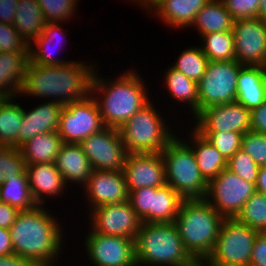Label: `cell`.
Instances as JSON below:
<instances>
[{
    "label": "cell",
    "mask_w": 266,
    "mask_h": 266,
    "mask_svg": "<svg viewBox=\"0 0 266 266\" xmlns=\"http://www.w3.org/2000/svg\"><path fill=\"white\" fill-rule=\"evenodd\" d=\"M78 2V0H37L46 23L61 24L71 20Z\"/></svg>",
    "instance_id": "38"
},
{
    "label": "cell",
    "mask_w": 266,
    "mask_h": 266,
    "mask_svg": "<svg viewBox=\"0 0 266 266\" xmlns=\"http://www.w3.org/2000/svg\"><path fill=\"white\" fill-rule=\"evenodd\" d=\"M165 82L170 96L179 102L188 104L193 118L198 115V87L197 82L186 77L172 66L165 72ZM166 83V84H165Z\"/></svg>",
    "instance_id": "31"
},
{
    "label": "cell",
    "mask_w": 266,
    "mask_h": 266,
    "mask_svg": "<svg viewBox=\"0 0 266 266\" xmlns=\"http://www.w3.org/2000/svg\"><path fill=\"white\" fill-rule=\"evenodd\" d=\"M258 18L266 21V0H260Z\"/></svg>",
    "instance_id": "51"
},
{
    "label": "cell",
    "mask_w": 266,
    "mask_h": 266,
    "mask_svg": "<svg viewBox=\"0 0 266 266\" xmlns=\"http://www.w3.org/2000/svg\"><path fill=\"white\" fill-rule=\"evenodd\" d=\"M132 3H136L137 5H140L142 9L144 8L147 10L151 5H153L157 0H131Z\"/></svg>",
    "instance_id": "52"
},
{
    "label": "cell",
    "mask_w": 266,
    "mask_h": 266,
    "mask_svg": "<svg viewBox=\"0 0 266 266\" xmlns=\"http://www.w3.org/2000/svg\"><path fill=\"white\" fill-rule=\"evenodd\" d=\"M192 133L188 138V145L192 148L197 165L203 178L209 183L225 168L227 160L222 154L195 129L190 130ZM193 144V145H192Z\"/></svg>",
    "instance_id": "27"
},
{
    "label": "cell",
    "mask_w": 266,
    "mask_h": 266,
    "mask_svg": "<svg viewBox=\"0 0 266 266\" xmlns=\"http://www.w3.org/2000/svg\"><path fill=\"white\" fill-rule=\"evenodd\" d=\"M95 71L90 94L97 102L105 127L119 129L150 102L146 85H144L145 81H142L143 78H140L142 76L137 73V70H127L124 74H120V77L115 78L114 82L99 77L98 70L95 69Z\"/></svg>",
    "instance_id": "3"
},
{
    "label": "cell",
    "mask_w": 266,
    "mask_h": 266,
    "mask_svg": "<svg viewBox=\"0 0 266 266\" xmlns=\"http://www.w3.org/2000/svg\"><path fill=\"white\" fill-rule=\"evenodd\" d=\"M12 25L28 46L32 44L46 25V20L37 0H19Z\"/></svg>",
    "instance_id": "29"
},
{
    "label": "cell",
    "mask_w": 266,
    "mask_h": 266,
    "mask_svg": "<svg viewBox=\"0 0 266 266\" xmlns=\"http://www.w3.org/2000/svg\"><path fill=\"white\" fill-rule=\"evenodd\" d=\"M202 50L209 61H233L235 42L233 31L214 32L203 35Z\"/></svg>",
    "instance_id": "34"
},
{
    "label": "cell",
    "mask_w": 266,
    "mask_h": 266,
    "mask_svg": "<svg viewBox=\"0 0 266 266\" xmlns=\"http://www.w3.org/2000/svg\"><path fill=\"white\" fill-rule=\"evenodd\" d=\"M198 132H236L250 131L251 114L237 101L210 106L202 110L195 118Z\"/></svg>",
    "instance_id": "17"
},
{
    "label": "cell",
    "mask_w": 266,
    "mask_h": 266,
    "mask_svg": "<svg viewBox=\"0 0 266 266\" xmlns=\"http://www.w3.org/2000/svg\"><path fill=\"white\" fill-rule=\"evenodd\" d=\"M13 254L14 250L9 229L0 227V257Z\"/></svg>",
    "instance_id": "49"
},
{
    "label": "cell",
    "mask_w": 266,
    "mask_h": 266,
    "mask_svg": "<svg viewBox=\"0 0 266 266\" xmlns=\"http://www.w3.org/2000/svg\"><path fill=\"white\" fill-rule=\"evenodd\" d=\"M249 266H266V232L256 236Z\"/></svg>",
    "instance_id": "44"
},
{
    "label": "cell",
    "mask_w": 266,
    "mask_h": 266,
    "mask_svg": "<svg viewBox=\"0 0 266 266\" xmlns=\"http://www.w3.org/2000/svg\"><path fill=\"white\" fill-rule=\"evenodd\" d=\"M83 188L91 209L105 204L125 202L129 196L123 171L92 170Z\"/></svg>",
    "instance_id": "19"
},
{
    "label": "cell",
    "mask_w": 266,
    "mask_h": 266,
    "mask_svg": "<svg viewBox=\"0 0 266 266\" xmlns=\"http://www.w3.org/2000/svg\"><path fill=\"white\" fill-rule=\"evenodd\" d=\"M197 266H212V265H209L208 263H205L204 261H202V262H198Z\"/></svg>",
    "instance_id": "53"
},
{
    "label": "cell",
    "mask_w": 266,
    "mask_h": 266,
    "mask_svg": "<svg viewBox=\"0 0 266 266\" xmlns=\"http://www.w3.org/2000/svg\"><path fill=\"white\" fill-rule=\"evenodd\" d=\"M235 20L221 0H210L196 15L191 27H195L201 37L214 32L231 31Z\"/></svg>",
    "instance_id": "30"
},
{
    "label": "cell",
    "mask_w": 266,
    "mask_h": 266,
    "mask_svg": "<svg viewBox=\"0 0 266 266\" xmlns=\"http://www.w3.org/2000/svg\"><path fill=\"white\" fill-rule=\"evenodd\" d=\"M237 218L259 233L266 232V195L256 191L246 201Z\"/></svg>",
    "instance_id": "36"
},
{
    "label": "cell",
    "mask_w": 266,
    "mask_h": 266,
    "mask_svg": "<svg viewBox=\"0 0 266 266\" xmlns=\"http://www.w3.org/2000/svg\"><path fill=\"white\" fill-rule=\"evenodd\" d=\"M89 213L91 230L104 235L135 239L142 224L128 200L95 207Z\"/></svg>",
    "instance_id": "15"
},
{
    "label": "cell",
    "mask_w": 266,
    "mask_h": 266,
    "mask_svg": "<svg viewBox=\"0 0 266 266\" xmlns=\"http://www.w3.org/2000/svg\"><path fill=\"white\" fill-rule=\"evenodd\" d=\"M31 195L37 205L45 204L44 196L53 197L64 193L67 187L63 176L54 163L26 165ZM44 195V196H43Z\"/></svg>",
    "instance_id": "21"
},
{
    "label": "cell",
    "mask_w": 266,
    "mask_h": 266,
    "mask_svg": "<svg viewBox=\"0 0 266 266\" xmlns=\"http://www.w3.org/2000/svg\"><path fill=\"white\" fill-rule=\"evenodd\" d=\"M228 160L241 149L244 133L236 132H199Z\"/></svg>",
    "instance_id": "39"
},
{
    "label": "cell",
    "mask_w": 266,
    "mask_h": 266,
    "mask_svg": "<svg viewBox=\"0 0 266 266\" xmlns=\"http://www.w3.org/2000/svg\"><path fill=\"white\" fill-rule=\"evenodd\" d=\"M256 185L225 168L208 183L205 200L224 218L237 217Z\"/></svg>",
    "instance_id": "11"
},
{
    "label": "cell",
    "mask_w": 266,
    "mask_h": 266,
    "mask_svg": "<svg viewBox=\"0 0 266 266\" xmlns=\"http://www.w3.org/2000/svg\"><path fill=\"white\" fill-rule=\"evenodd\" d=\"M25 171V160L19 148L0 145V185L7 178L19 177Z\"/></svg>",
    "instance_id": "37"
},
{
    "label": "cell",
    "mask_w": 266,
    "mask_h": 266,
    "mask_svg": "<svg viewBox=\"0 0 266 266\" xmlns=\"http://www.w3.org/2000/svg\"><path fill=\"white\" fill-rule=\"evenodd\" d=\"M236 61L241 65L266 67V21L239 19L232 28Z\"/></svg>",
    "instance_id": "16"
},
{
    "label": "cell",
    "mask_w": 266,
    "mask_h": 266,
    "mask_svg": "<svg viewBox=\"0 0 266 266\" xmlns=\"http://www.w3.org/2000/svg\"><path fill=\"white\" fill-rule=\"evenodd\" d=\"M256 190L266 195V165L260 166L256 182Z\"/></svg>",
    "instance_id": "50"
},
{
    "label": "cell",
    "mask_w": 266,
    "mask_h": 266,
    "mask_svg": "<svg viewBox=\"0 0 266 266\" xmlns=\"http://www.w3.org/2000/svg\"><path fill=\"white\" fill-rule=\"evenodd\" d=\"M84 247L95 266H136L134 239L88 231Z\"/></svg>",
    "instance_id": "14"
},
{
    "label": "cell",
    "mask_w": 266,
    "mask_h": 266,
    "mask_svg": "<svg viewBox=\"0 0 266 266\" xmlns=\"http://www.w3.org/2000/svg\"><path fill=\"white\" fill-rule=\"evenodd\" d=\"M227 169L247 182H257L259 166L241 149L227 160Z\"/></svg>",
    "instance_id": "40"
},
{
    "label": "cell",
    "mask_w": 266,
    "mask_h": 266,
    "mask_svg": "<svg viewBox=\"0 0 266 266\" xmlns=\"http://www.w3.org/2000/svg\"><path fill=\"white\" fill-rule=\"evenodd\" d=\"M95 67L83 61L56 66L38 65L29 61L19 96L54 97L50 99L52 102L64 106L84 100L91 93Z\"/></svg>",
    "instance_id": "1"
},
{
    "label": "cell",
    "mask_w": 266,
    "mask_h": 266,
    "mask_svg": "<svg viewBox=\"0 0 266 266\" xmlns=\"http://www.w3.org/2000/svg\"><path fill=\"white\" fill-rule=\"evenodd\" d=\"M250 130L266 134V101L259 107L250 111Z\"/></svg>",
    "instance_id": "45"
},
{
    "label": "cell",
    "mask_w": 266,
    "mask_h": 266,
    "mask_svg": "<svg viewBox=\"0 0 266 266\" xmlns=\"http://www.w3.org/2000/svg\"><path fill=\"white\" fill-rule=\"evenodd\" d=\"M103 128L105 125L97 102L90 94L84 100L64 106L60 115L58 133L63 143L79 144Z\"/></svg>",
    "instance_id": "12"
},
{
    "label": "cell",
    "mask_w": 266,
    "mask_h": 266,
    "mask_svg": "<svg viewBox=\"0 0 266 266\" xmlns=\"http://www.w3.org/2000/svg\"><path fill=\"white\" fill-rule=\"evenodd\" d=\"M64 105L52 102H42L33 109L26 111L23 108V120L19 128L18 139L16 140V148L22 146L32 137L58 131L60 115Z\"/></svg>",
    "instance_id": "20"
},
{
    "label": "cell",
    "mask_w": 266,
    "mask_h": 266,
    "mask_svg": "<svg viewBox=\"0 0 266 266\" xmlns=\"http://www.w3.org/2000/svg\"><path fill=\"white\" fill-rule=\"evenodd\" d=\"M241 150L260 167L266 165V134L248 131L243 134Z\"/></svg>",
    "instance_id": "41"
},
{
    "label": "cell",
    "mask_w": 266,
    "mask_h": 266,
    "mask_svg": "<svg viewBox=\"0 0 266 266\" xmlns=\"http://www.w3.org/2000/svg\"><path fill=\"white\" fill-rule=\"evenodd\" d=\"M0 266H39L36 262L22 258L19 255H7L0 257Z\"/></svg>",
    "instance_id": "48"
},
{
    "label": "cell",
    "mask_w": 266,
    "mask_h": 266,
    "mask_svg": "<svg viewBox=\"0 0 266 266\" xmlns=\"http://www.w3.org/2000/svg\"><path fill=\"white\" fill-rule=\"evenodd\" d=\"M15 98L0 102V145L16 147L19 128L23 120V106Z\"/></svg>",
    "instance_id": "33"
},
{
    "label": "cell",
    "mask_w": 266,
    "mask_h": 266,
    "mask_svg": "<svg viewBox=\"0 0 266 266\" xmlns=\"http://www.w3.org/2000/svg\"><path fill=\"white\" fill-rule=\"evenodd\" d=\"M28 47L12 24L0 23V52H24Z\"/></svg>",
    "instance_id": "42"
},
{
    "label": "cell",
    "mask_w": 266,
    "mask_h": 266,
    "mask_svg": "<svg viewBox=\"0 0 266 266\" xmlns=\"http://www.w3.org/2000/svg\"><path fill=\"white\" fill-rule=\"evenodd\" d=\"M65 183L87 184L92 167L79 144L63 143L54 162ZM81 183V184H80Z\"/></svg>",
    "instance_id": "24"
},
{
    "label": "cell",
    "mask_w": 266,
    "mask_h": 266,
    "mask_svg": "<svg viewBox=\"0 0 266 266\" xmlns=\"http://www.w3.org/2000/svg\"><path fill=\"white\" fill-rule=\"evenodd\" d=\"M29 47L24 52H0V96L17 98L29 64Z\"/></svg>",
    "instance_id": "25"
},
{
    "label": "cell",
    "mask_w": 266,
    "mask_h": 266,
    "mask_svg": "<svg viewBox=\"0 0 266 266\" xmlns=\"http://www.w3.org/2000/svg\"><path fill=\"white\" fill-rule=\"evenodd\" d=\"M0 201L17 208L19 211L31 210L37 206L31 195L26 171L19 177L7 178L0 185Z\"/></svg>",
    "instance_id": "32"
},
{
    "label": "cell",
    "mask_w": 266,
    "mask_h": 266,
    "mask_svg": "<svg viewBox=\"0 0 266 266\" xmlns=\"http://www.w3.org/2000/svg\"><path fill=\"white\" fill-rule=\"evenodd\" d=\"M19 0H0V23L13 24Z\"/></svg>",
    "instance_id": "47"
},
{
    "label": "cell",
    "mask_w": 266,
    "mask_h": 266,
    "mask_svg": "<svg viewBox=\"0 0 266 266\" xmlns=\"http://www.w3.org/2000/svg\"><path fill=\"white\" fill-rule=\"evenodd\" d=\"M19 210L0 201V227L9 229L16 220Z\"/></svg>",
    "instance_id": "46"
},
{
    "label": "cell",
    "mask_w": 266,
    "mask_h": 266,
    "mask_svg": "<svg viewBox=\"0 0 266 266\" xmlns=\"http://www.w3.org/2000/svg\"><path fill=\"white\" fill-rule=\"evenodd\" d=\"M160 114L150 101L118 129L128 153L162 152L177 135L171 132Z\"/></svg>",
    "instance_id": "7"
},
{
    "label": "cell",
    "mask_w": 266,
    "mask_h": 266,
    "mask_svg": "<svg viewBox=\"0 0 266 266\" xmlns=\"http://www.w3.org/2000/svg\"><path fill=\"white\" fill-rule=\"evenodd\" d=\"M243 65L233 61H208L205 74L197 83L198 114L214 105L237 99V77Z\"/></svg>",
    "instance_id": "9"
},
{
    "label": "cell",
    "mask_w": 266,
    "mask_h": 266,
    "mask_svg": "<svg viewBox=\"0 0 266 266\" xmlns=\"http://www.w3.org/2000/svg\"><path fill=\"white\" fill-rule=\"evenodd\" d=\"M233 19L258 18L260 0H221Z\"/></svg>",
    "instance_id": "43"
},
{
    "label": "cell",
    "mask_w": 266,
    "mask_h": 266,
    "mask_svg": "<svg viewBox=\"0 0 266 266\" xmlns=\"http://www.w3.org/2000/svg\"><path fill=\"white\" fill-rule=\"evenodd\" d=\"M184 140L175 136L160 152L166 184L183 199H205L208 182L200 172L192 148Z\"/></svg>",
    "instance_id": "6"
},
{
    "label": "cell",
    "mask_w": 266,
    "mask_h": 266,
    "mask_svg": "<svg viewBox=\"0 0 266 266\" xmlns=\"http://www.w3.org/2000/svg\"><path fill=\"white\" fill-rule=\"evenodd\" d=\"M134 247L136 266H197L174 222L142 223Z\"/></svg>",
    "instance_id": "4"
},
{
    "label": "cell",
    "mask_w": 266,
    "mask_h": 266,
    "mask_svg": "<svg viewBox=\"0 0 266 266\" xmlns=\"http://www.w3.org/2000/svg\"><path fill=\"white\" fill-rule=\"evenodd\" d=\"M258 233L237 217H224L214 248L204 262L212 266H249Z\"/></svg>",
    "instance_id": "8"
},
{
    "label": "cell",
    "mask_w": 266,
    "mask_h": 266,
    "mask_svg": "<svg viewBox=\"0 0 266 266\" xmlns=\"http://www.w3.org/2000/svg\"><path fill=\"white\" fill-rule=\"evenodd\" d=\"M223 217L205 199H184L175 224L184 248L198 263L212 252Z\"/></svg>",
    "instance_id": "5"
},
{
    "label": "cell",
    "mask_w": 266,
    "mask_h": 266,
    "mask_svg": "<svg viewBox=\"0 0 266 266\" xmlns=\"http://www.w3.org/2000/svg\"><path fill=\"white\" fill-rule=\"evenodd\" d=\"M123 174L128 192L144 187L159 188L166 184L161 153H128Z\"/></svg>",
    "instance_id": "18"
},
{
    "label": "cell",
    "mask_w": 266,
    "mask_h": 266,
    "mask_svg": "<svg viewBox=\"0 0 266 266\" xmlns=\"http://www.w3.org/2000/svg\"><path fill=\"white\" fill-rule=\"evenodd\" d=\"M236 101L250 111L266 101V67L243 65L240 68Z\"/></svg>",
    "instance_id": "23"
},
{
    "label": "cell",
    "mask_w": 266,
    "mask_h": 266,
    "mask_svg": "<svg viewBox=\"0 0 266 266\" xmlns=\"http://www.w3.org/2000/svg\"><path fill=\"white\" fill-rule=\"evenodd\" d=\"M172 67L182 72L189 79L199 82L205 74L208 58L201 46L184 49Z\"/></svg>",
    "instance_id": "35"
},
{
    "label": "cell",
    "mask_w": 266,
    "mask_h": 266,
    "mask_svg": "<svg viewBox=\"0 0 266 266\" xmlns=\"http://www.w3.org/2000/svg\"><path fill=\"white\" fill-rule=\"evenodd\" d=\"M43 205L20 211L9 228L14 254L39 266H56L63 246V227Z\"/></svg>",
    "instance_id": "2"
},
{
    "label": "cell",
    "mask_w": 266,
    "mask_h": 266,
    "mask_svg": "<svg viewBox=\"0 0 266 266\" xmlns=\"http://www.w3.org/2000/svg\"><path fill=\"white\" fill-rule=\"evenodd\" d=\"M184 199L168 184L131 191L128 202L142 223L175 222Z\"/></svg>",
    "instance_id": "10"
},
{
    "label": "cell",
    "mask_w": 266,
    "mask_h": 266,
    "mask_svg": "<svg viewBox=\"0 0 266 266\" xmlns=\"http://www.w3.org/2000/svg\"><path fill=\"white\" fill-rule=\"evenodd\" d=\"M210 0H157L146 11L154 13L168 26L174 29L189 28L197 13Z\"/></svg>",
    "instance_id": "22"
},
{
    "label": "cell",
    "mask_w": 266,
    "mask_h": 266,
    "mask_svg": "<svg viewBox=\"0 0 266 266\" xmlns=\"http://www.w3.org/2000/svg\"><path fill=\"white\" fill-rule=\"evenodd\" d=\"M93 170L122 171L128 151L116 128L105 127L79 143Z\"/></svg>",
    "instance_id": "13"
},
{
    "label": "cell",
    "mask_w": 266,
    "mask_h": 266,
    "mask_svg": "<svg viewBox=\"0 0 266 266\" xmlns=\"http://www.w3.org/2000/svg\"><path fill=\"white\" fill-rule=\"evenodd\" d=\"M63 144L58 131L36 135L19 147L26 165L54 163Z\"/></svg>",
    "instance_id": "28"
},
{
    "label": "cell",
    "mask_w": 266,
    "mask_h": 266,
    "mask_svg": "<svg viewBox=\"0 0 266 266\" xmlns=\"http://www.w3.org/2000/svg\"><path fill=\"white\" fill-rule=\"evenodd\" d=\"M59 24L60 23H46L42 33L32 42L33 44L29 45L30 62L38 65L56 66L64 65L72 61L70 59L64 61V59L55 56L54 53L56 52H51L54 45H58L59 48L64 46L62 40L65 38V35H63L65 33L64 30H62L61 24Z\"/></svg>",
    "instance_id": "26"
}]
</instances>
